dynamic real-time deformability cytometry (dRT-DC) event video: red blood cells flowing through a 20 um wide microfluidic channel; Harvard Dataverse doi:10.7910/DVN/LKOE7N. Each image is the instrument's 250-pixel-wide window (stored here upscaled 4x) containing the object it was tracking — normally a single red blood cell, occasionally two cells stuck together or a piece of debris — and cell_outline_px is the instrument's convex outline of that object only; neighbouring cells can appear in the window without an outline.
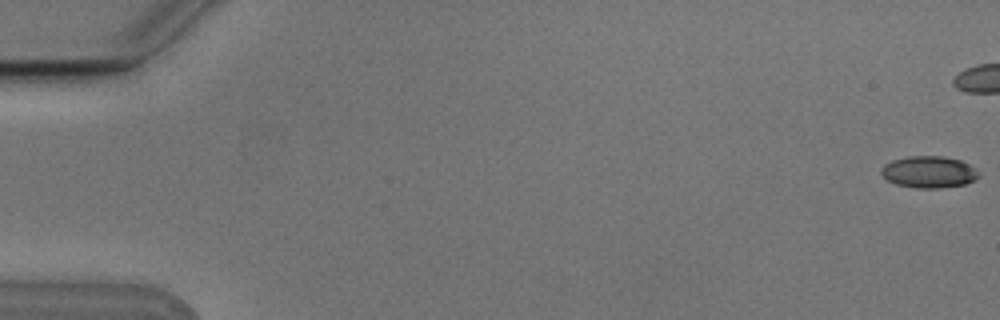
{"species": "Egyptian fruit bat (a non-hibernating species)", "species_latin": "Rousettus aegyptiacus", "temperature_condition": "cold", "stored_images_in_passage": 16, "camera_frame_rate_fps": 3000, "um_per_image_px": 0.085, "animal": {"sex": "male"}, "frame": {"image": 1, "passage_image": 1, "time_ms": 0.0, "image_size_px": [1000, 320], "cell_outline_px": [[980, 176], [976, 180], [964, 184], [936, 188], [916, 188], [896, 184], [888, 180], [880, 172], [880, 168], [884, 164], [892, 160], [908, 156], [944, 156], [960, 160], [968, 164]], "centroid_in_image_um": [78.92, 14.61], "position_along_channel_um": 6.1, "area_um2": 17.92}}